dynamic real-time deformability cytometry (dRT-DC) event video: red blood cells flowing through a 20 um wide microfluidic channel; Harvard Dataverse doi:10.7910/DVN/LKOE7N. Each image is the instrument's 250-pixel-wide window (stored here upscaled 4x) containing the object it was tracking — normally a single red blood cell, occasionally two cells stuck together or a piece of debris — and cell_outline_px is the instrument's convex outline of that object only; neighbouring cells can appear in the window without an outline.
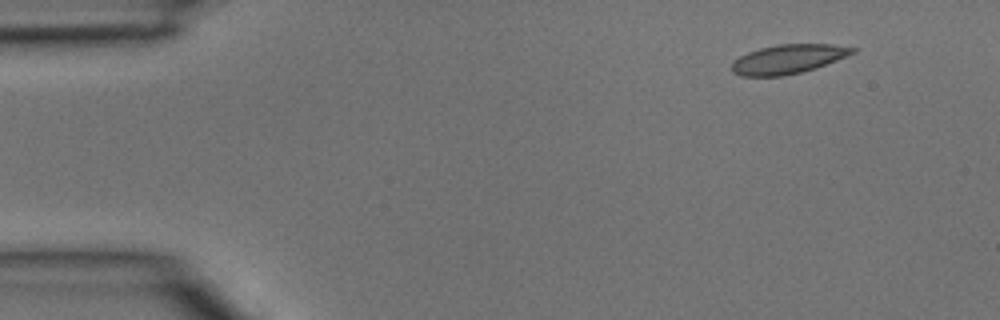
{"species": "common noctule bat (a hibernating species)", "species_latin": "Nyctalus noctula", "temperature_condition": "room temperature", "stored_images_in_passage": 3, "segment_of_instrument_passage": [1, 2], "camera_frame_rate_fps": 3000, "um_per_image_px": 0.085, "animal": {"sex": "male", "body_mass_g": 15.6}, "frame": {"image": 1, "passage_image": 1, "time_ms": 0.0, "image_size_px": [1000, 320], "cell_outline_px": [[860, 48], [856, 52], [816, 68], [784, 76], [740, 76], [732, 72], [732, 64], [740, 56], [748, 52], [760, 48], [776, 44], [832, 44]], "centroid_in_image_um": [67.02, 5.01], "position_along_channel_um": 18.0, "area_um2": 20.52}}